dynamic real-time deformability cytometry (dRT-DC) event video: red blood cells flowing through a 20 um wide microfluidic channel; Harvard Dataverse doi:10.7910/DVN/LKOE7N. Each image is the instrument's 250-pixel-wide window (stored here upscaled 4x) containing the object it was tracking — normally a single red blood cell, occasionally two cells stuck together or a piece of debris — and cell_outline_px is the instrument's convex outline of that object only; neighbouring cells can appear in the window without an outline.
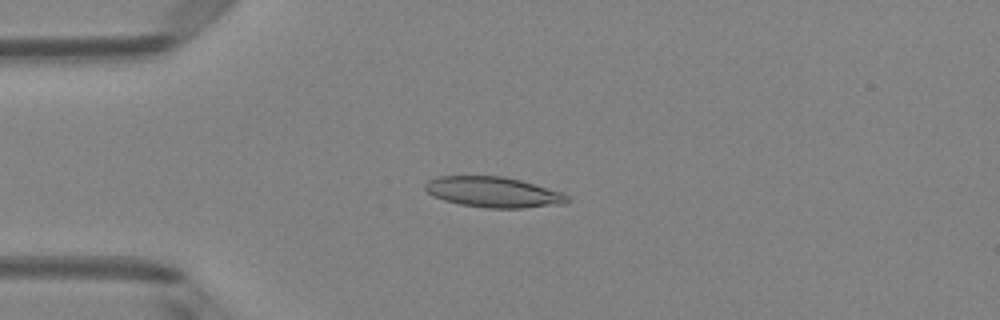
{"species": "Egyptian fruit bat (a non-hibernating species)", "species_latin": "Rousettus aegyptiacus", "temperature_condition": "room temperature", "stored_images_in_passage": 49, "camera_frame_rate_fps": 3000, "um_per_image_px": 0.085, "animal": {"sex": "female"}, "frame": {"image": 1, "passage_image": 12, "time_ms": 3.667, "image_size_px": [1000, 320], "cell_outline_px": [[572, 200], [568, 204], [524, 208], [484, 208], [460, 204], [444, 200], [432, 196], [424, 188], [424, 184], [428, 180], [440, 176], [504, 176], [520, 180], [564, 192]], "centroid_in_image_um": [41.99, 16.34], "position_along_channel_um": 43.0, "area_um2": 25.66}}
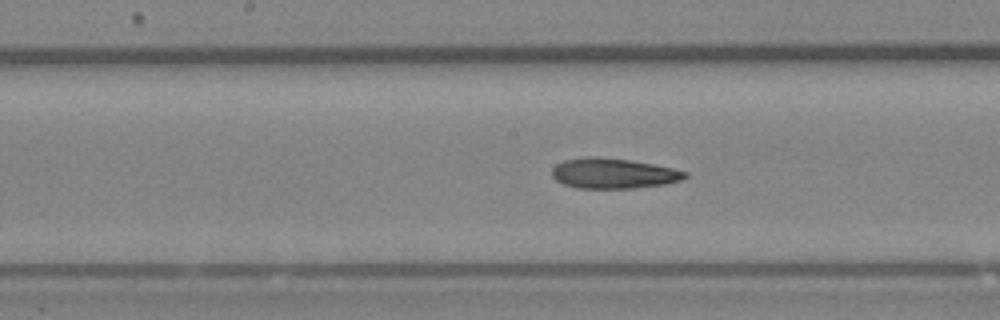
{"frame": {"image": 2, "passage_image": 25, "time_ms": 8.0, "image_size_px": [1000, 320], "cell_outline_px": [[688, 176], [680, 180], [664, 184], [636, 188], [576, 188], [564, 184], [556, 180], [552, 176], [552, 168], [556, 164], [564, 160], [584, 156], [600, 156], [628, 160], [652, 164], [672, 168], [688, 172]], "centroid_in_image_um": [52.1, 14.73], "position_along_channel_um": 196.1, "area_um2": 23.52}}
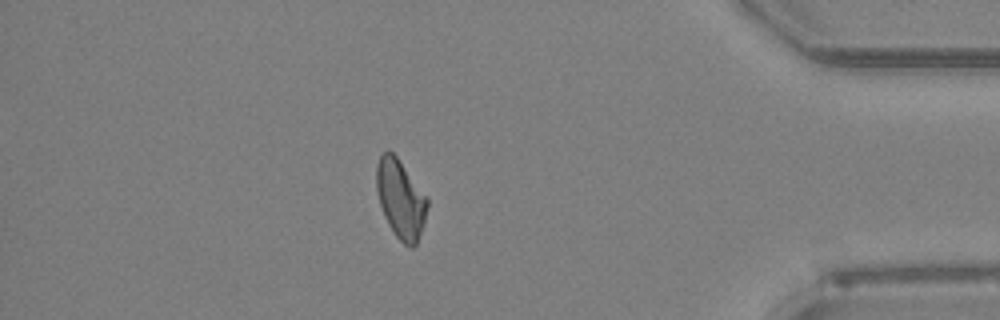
{"frame": {"image": 3, "passage_image": 43, "time_ms": 14.0, "image_size_px": [1000, 320], "cell_outline_px": [[428, 204], [424, 224], [416, 244], [412, 248], [404, 244], [396, 236], [388, 224], [384, 216], [380, 204], [376, 188], [376, 164], [380, 156], [384, 152], [392, 152], [396, 156], [428, 196]], "centroid_in_image_um": [34.06, 16.92], "position_along_channel_um": 401.1, "area_um2": 23.29}, "authors_computed_cell_mechanics": {"area_um2": 24.1026, "velocity_mm_per_s": 4.0621, "shape_relaxation_time_tau1_ms": 7.7004, "shape_relaxation_time_tau2_ms": 4.459, "deformation_change_tau1": 0.1603, "deformation_change_tau2": 0.1188}}